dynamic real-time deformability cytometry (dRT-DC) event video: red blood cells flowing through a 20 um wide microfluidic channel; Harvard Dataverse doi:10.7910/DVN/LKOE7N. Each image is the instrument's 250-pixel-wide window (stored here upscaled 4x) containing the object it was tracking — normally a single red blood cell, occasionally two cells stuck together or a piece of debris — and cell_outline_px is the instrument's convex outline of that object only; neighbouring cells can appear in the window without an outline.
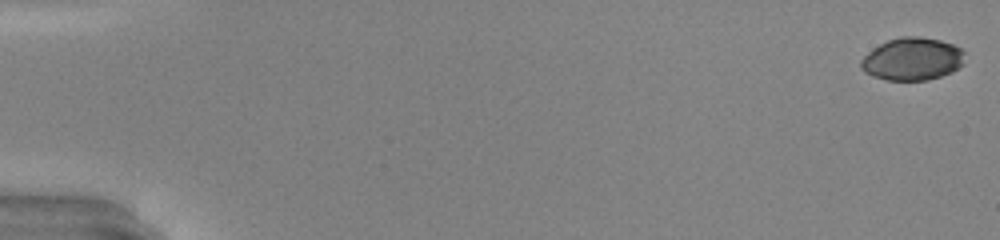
{"species": "common noctule bat (a hibernating species)", "species_latin": "Nyctalus noctula", "temperature_condition": "warm", "stored_images_in_passage": 40, "camera_frame_rate_fps": 3000, "um_per_image_px": 0.085, "animal": {"sex": "male", "body_mass_g": 20.0, "forearm_length_mm": 53.3}, "frame": {"image": 1, "passage_image": 1, "time_ms": 0.0, "image_size_px": [1000, 240], "cell_outline_px": [[964, 64], [952, 72], [928, 80], [888, 80], [872, 76], [864, 72], [860, 68], [860, 60], [868, 52], [880, 44], [888, 40], [900, 36], [920, 36], [940, 40], [952, 44], [960, 48], [964, 52]], "centroid_in_image_um": [77.54, 5.01], "position_along_channel_um": 7.5, "area_um2": 25.95}}